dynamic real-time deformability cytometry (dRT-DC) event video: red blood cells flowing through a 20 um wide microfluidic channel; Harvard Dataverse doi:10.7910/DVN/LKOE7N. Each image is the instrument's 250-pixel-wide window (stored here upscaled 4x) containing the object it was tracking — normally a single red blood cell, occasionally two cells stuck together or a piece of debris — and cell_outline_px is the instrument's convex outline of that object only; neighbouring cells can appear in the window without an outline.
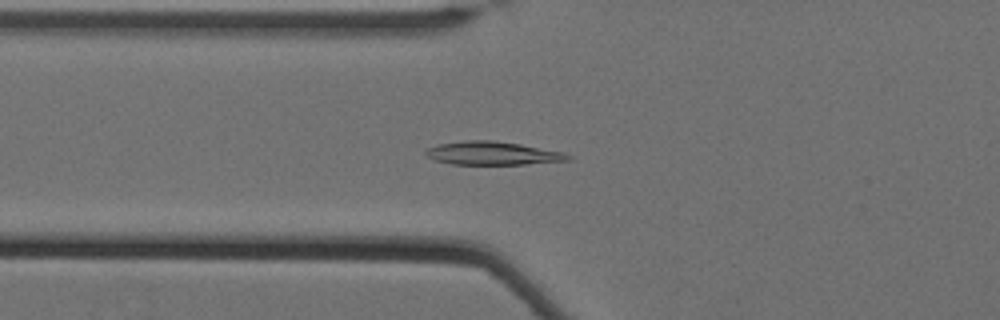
{"species": "Egyptian fruit bat (a non-hibernating species)", "species_latin": "Rousettus aegyptiacus", "temperature_condition": "cold", "stored_images_in_passage": 63, "camera_frame_rate_fps": 3000, "um_per_image_px": 0.085, "animal": {"sex": "female"}, "frame": {"image": 1, "passage_image": 27, "time_ms": 8.667, "image_size_px": [1000, 320], "cell_outline_px": [[572, 156], [568, 160], [524, 164], [452, 164], [436, 160], [428, 156], [424, 152], [428, 148], [436, 144], [464, 140], [492, 140], [520, 144], [564, 152]], "centroid_in_image_um": [41.85, 13.01], "position_along_channel_um": 84.0, "area_um2": 19.19}}
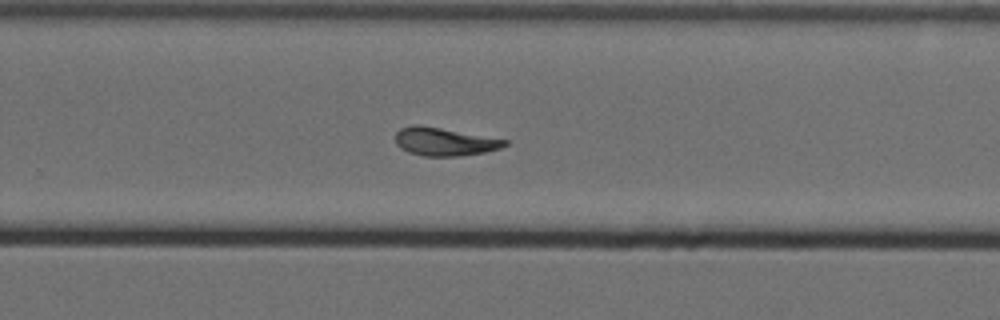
{"frame": {"image": 2, "passage_image": 45, "time_ms": 14.667, "image_size_px": [1000, 320], "cell_outline_px": [[508, 144], [500, 148], [484, 152], [456, 156], [424, 156], [408, 152], [400, 148], [396, 144], [396, 132], [400, 128], [412, 124], [420, 124], [508, 140]], "centroid_in_image_um": [37.74, 12.03], "position_along_channel_um": 292.1, "area_um2": 17.92}}
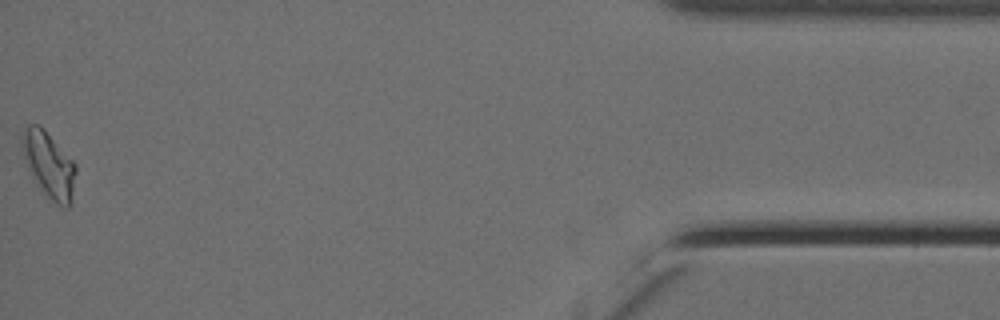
{"frame": {"image": 3, "passage_image": 63, "time_ms": 20.667, "image_size_px": [1000, 320], "cell_outline_px": [[76, 172], [72, 192], [68, 208], [60, 208], [40, 188], [32, 176], [28, 168], [24, 156], [20, 140], [24, 128], [28, 124], [40, 124], [44, 128], [76, 164]], "centroid_in_image_um": [4.14, 13.97], "position_along_channel_um": 431.1, "area_um2": 20.46}, "authors_computed_cell_mechanics": {"area_um2": 18.6116, "velocity_mm_per_s": 3.4673, "shape_relaxation_time_tau1_ms": null, "shape_relaxation_time_tau2_ms": 8.6195, "deformation_change_tau1": null, "deformation_change_tau2": 0.1222}}